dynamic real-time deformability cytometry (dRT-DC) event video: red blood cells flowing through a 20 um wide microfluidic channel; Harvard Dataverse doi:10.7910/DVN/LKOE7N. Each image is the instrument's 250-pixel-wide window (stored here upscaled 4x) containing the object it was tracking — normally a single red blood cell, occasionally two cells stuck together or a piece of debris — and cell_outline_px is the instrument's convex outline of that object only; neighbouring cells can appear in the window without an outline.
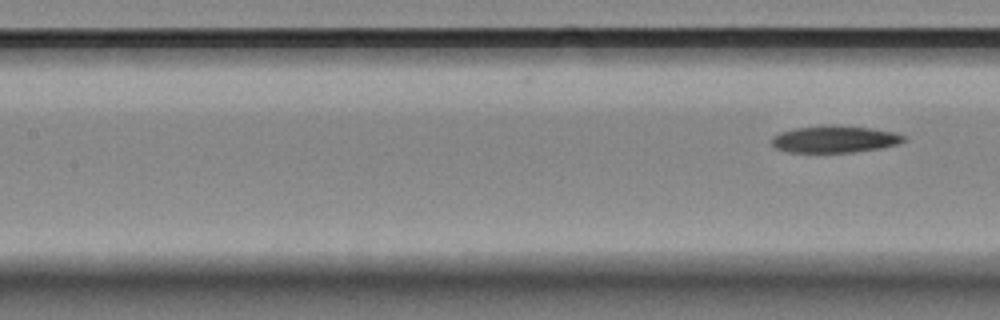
{"species": "Egyptian fruit bat (a non-hibernating species)", "species_latin": "Rousettus aegyptiacus", "temperature_condition": "room temperature", "stored_images_in_passage": 9, "segment_of_instrument_passage": [2, 2], "camera_frame_rate_fps": 3000, "um_per_image_px": 0.085, "animal": {"sex": "female"}, "frame": {"image": 1, "passage_image": 9, "time_ms": 9.333, "image_size_px": [1000, 320], "cell_outline_px": [[908, 140], [896, 144], [880, 148], [852, 152], [788, 152], [776, 148], [772, 144], [772, 136], [780, 132], [796, 128], [824, 124], [832, 124], [872, 128], [892, 132], [908, 136]], "centroid_in_image_um": [70.96, 11.81], "position_along_channel_um": 136.4, "area_um2": 20.92}}